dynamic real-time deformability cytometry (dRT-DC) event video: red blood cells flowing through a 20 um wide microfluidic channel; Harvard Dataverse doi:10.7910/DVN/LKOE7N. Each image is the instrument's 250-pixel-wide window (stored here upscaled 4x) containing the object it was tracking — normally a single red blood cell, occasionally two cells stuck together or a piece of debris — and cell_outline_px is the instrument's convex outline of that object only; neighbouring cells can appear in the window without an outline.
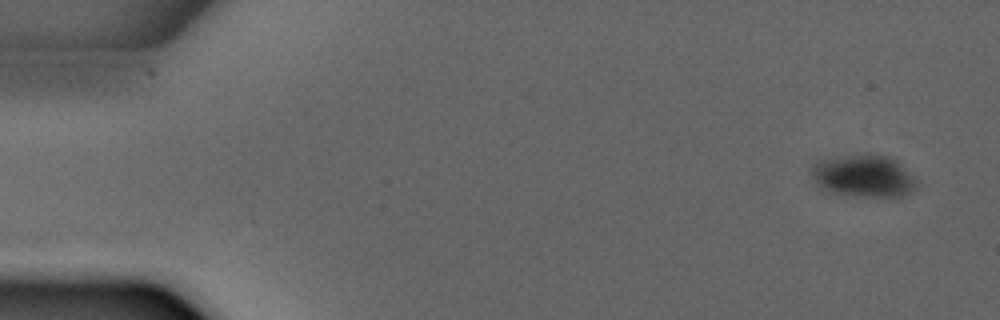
{"species": "common noctule bat (a hibernating species)", "species_latin": "Nyctalus noctula", "temperature_condition": "warm", "stored_images_in_passage": 3, "camera_frame_rate_fps": 3000, "um_per_image_px": 0.085, "animal": {"sex": "male", "forearm_length_mm": 52.5}, "frame": {"image": 1, "passage_image": 1, "time_ms": 0.0, "image_size_px": [1000, 320], "cell_outline_px": [[920, 184], [912, 192], [900, 196], [856, 196], [828, 192], [820, 188], [816, 184], [812, 176], [812, 164], [816, 160], [868, 152], [888, 156], [896, 160]], "centroid_in_image_um": [73.38, 14.94], "position_along_channel_um": 11.6, "area_um2": 26.3}}
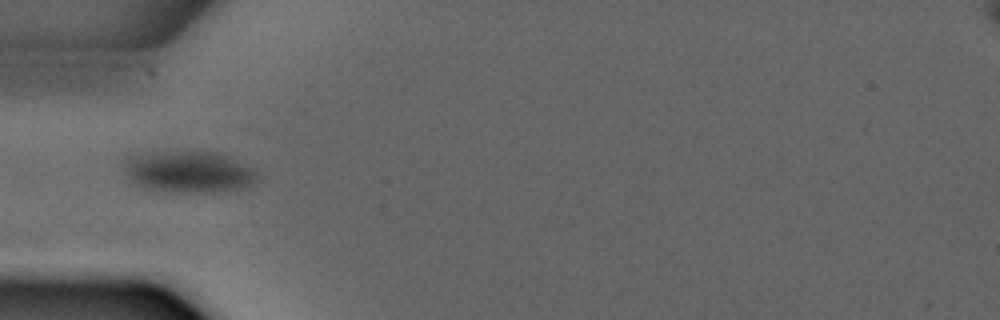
{"frame": {"image": 2, "passage_image": 3, "time_ms": 4.0, "image_size_px": [1000, 320], "cell_outline_px": [[260, 180], [236, 188], [152, 188], [136, 184], [124, 168], [124, 160], [128, 156], [144, 152], [216, 152], [256, 168]], "centroid_in_image_um": [16.04, 14.49], "position_along_channel_um": 69.0, "area_um2": 30.06}}